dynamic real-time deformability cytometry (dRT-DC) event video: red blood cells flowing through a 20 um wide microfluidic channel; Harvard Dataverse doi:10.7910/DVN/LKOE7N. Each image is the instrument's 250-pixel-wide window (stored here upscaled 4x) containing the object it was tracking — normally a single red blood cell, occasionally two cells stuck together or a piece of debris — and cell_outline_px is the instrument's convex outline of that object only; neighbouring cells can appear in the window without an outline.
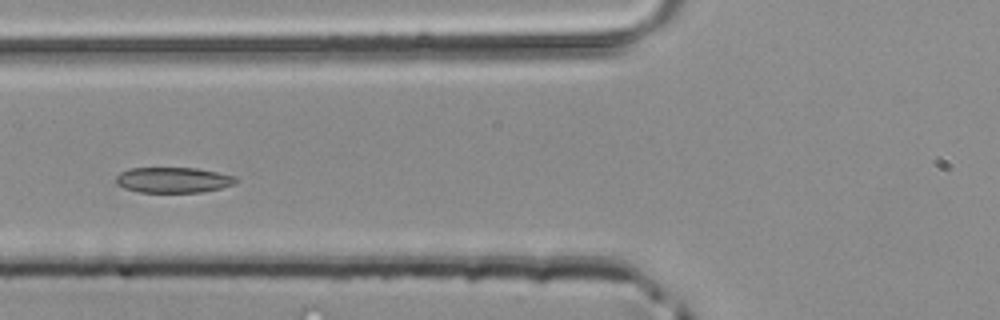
{"species": "common noctule bat (a hibernating species)", "species_latin": "Nyctalus noctula", "temperature_condition": "room temperature", "stored_images_in_passage": 41, "camera_frame_rate_fps": 3000, "um_per_image_px": 0.085, "animal": {"sex": "male", "body_mass_g": 20.4}, "frame": {"image": 1, "passage_image": 12, "time_ms": 3.667, "image_size_px": [1000, 320], "cell_outline_px": [[240, 180], [232, 184], [220, 188], [200, 192], [140, 192], [124, 188], [116, 184], [116, 176], [120, 172], [128, 168], [196, 168], [236, 176]], "centroid_in_image_um": [14.7, 15.29], "position_along_channel_um": 111.1, "area_um2": 17.8}}
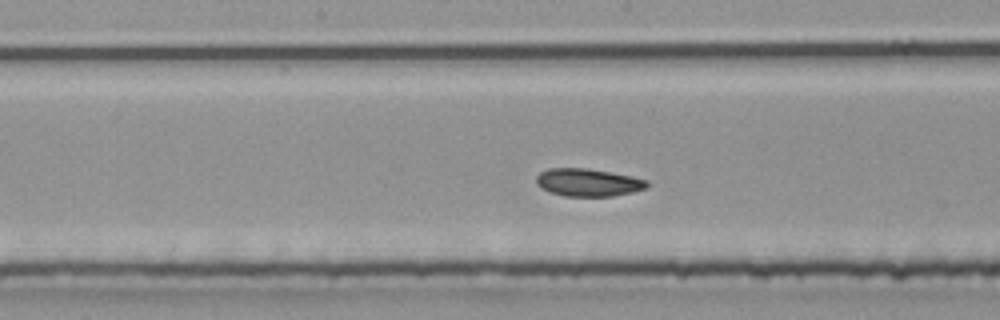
{"frame": {"image": 2, "passage_image": 18, "time_ms": 5.667, "image_size_px": [1000, 320], "cell_outline_px": [[648, 188], [632, 192], [612, 196], [564, 196], [548, 192], [540, 188], [536, 184], [536, 176], [540, 172], [548, 168], [588, 168], [632, 176], [648, 180]], "centroid_in_image_um": [49.97, 15.51], "position_along_channel_um": 198.2, "area_um2": 18.09}}
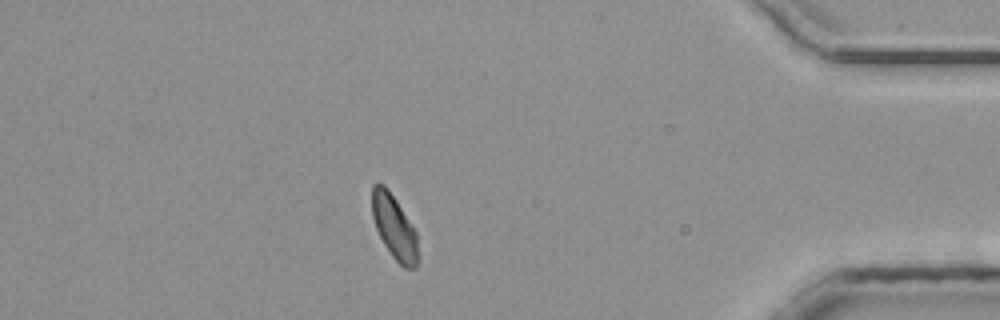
{"frame": {"image": 3, "passage_image": 35, "time_ms": 11.333, "image_size_px": [1000, 320], "cell_outline_px": [[416, 268], [404, 268], [392, 256], [384, 244], [376, 228], [372, 216], [372, 184], [384, 184], [396, 200], [416, 232]], "centroid_in_image_um": [33.48, 19.28], "position_along_channel_um": 401.7, "area_um2": 16.65}}